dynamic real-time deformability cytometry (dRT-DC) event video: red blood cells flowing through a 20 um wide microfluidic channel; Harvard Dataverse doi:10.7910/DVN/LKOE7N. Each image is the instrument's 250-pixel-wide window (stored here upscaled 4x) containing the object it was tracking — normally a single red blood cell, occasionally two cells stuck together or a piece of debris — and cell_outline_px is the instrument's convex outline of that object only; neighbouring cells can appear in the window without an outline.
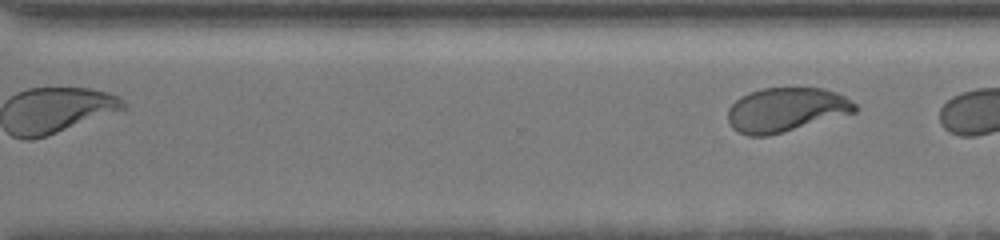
{"species": "human", "species_latin": "Homo sapiens", "temperature_condition": "room temperature", "stored_images_in_passage": 19, "segment_of_instrument_passage": [2, 2], "camera_frame_rate_fps": 3000, "um_per_image_px": 0.085, "donor": {"sex": "female"}, "frame": {"image": 1, "passage_image": 19, "time_ms": 10.333, "image_size_px": [1000, 240], "cell_outline_px": [[860, 108], [856, 112], [768, 136], [748, 136], [732, 128], [728, 120], [728, 108], [740, 96], [748, 92], [760, 88], [824, 88], [836, 92], [844, 96], [856, 104]], "centroid_in_image_um": [66.8, 9.32], "position_along_channel_um": 303.8, "area_um2": 32.77}}